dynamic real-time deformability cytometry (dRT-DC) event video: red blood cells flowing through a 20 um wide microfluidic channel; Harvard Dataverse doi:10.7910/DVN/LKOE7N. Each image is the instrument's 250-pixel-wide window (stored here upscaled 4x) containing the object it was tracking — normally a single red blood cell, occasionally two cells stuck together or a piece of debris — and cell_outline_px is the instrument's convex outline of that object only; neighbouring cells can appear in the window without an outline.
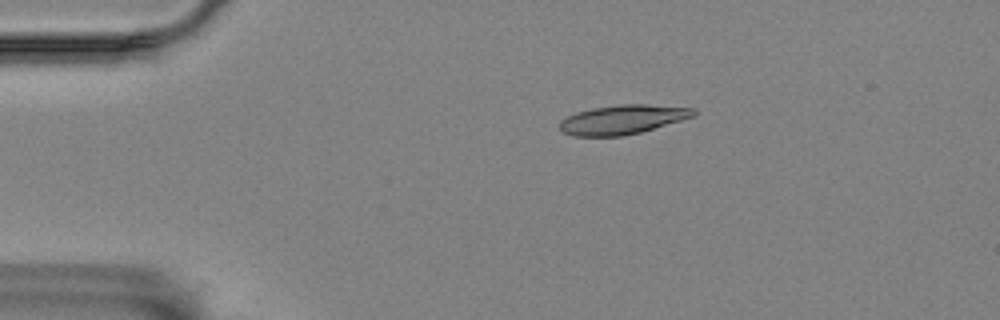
{"species": "Egyptian fruit bat (a non-hibernating species)", "species_latin": "Rousettus aegyptiacus", "temperature_condition": "room temperature", "stored_images_in_passage": 2, "camera_frame_rate_fps": 3000, "um_per_image_px": 0.085, "animal": {"sex": "female"}, "frame": {"image": 1, "passage_image": 2, "time_ms": 2.0, "image_size_px": [1000, 320], "cell_outline_px": [[696, 116], [640, 132], [620, 136], [572, 136], [564, 132], [560, 128], [560, 120], [576, 112], [592, 108], [624, 104], [644, 104], [696, 108]], "centroid_in_image_um": [52.94, 10.15], "position_along_channel_um": 32.1, "area_um2": 22.72}}